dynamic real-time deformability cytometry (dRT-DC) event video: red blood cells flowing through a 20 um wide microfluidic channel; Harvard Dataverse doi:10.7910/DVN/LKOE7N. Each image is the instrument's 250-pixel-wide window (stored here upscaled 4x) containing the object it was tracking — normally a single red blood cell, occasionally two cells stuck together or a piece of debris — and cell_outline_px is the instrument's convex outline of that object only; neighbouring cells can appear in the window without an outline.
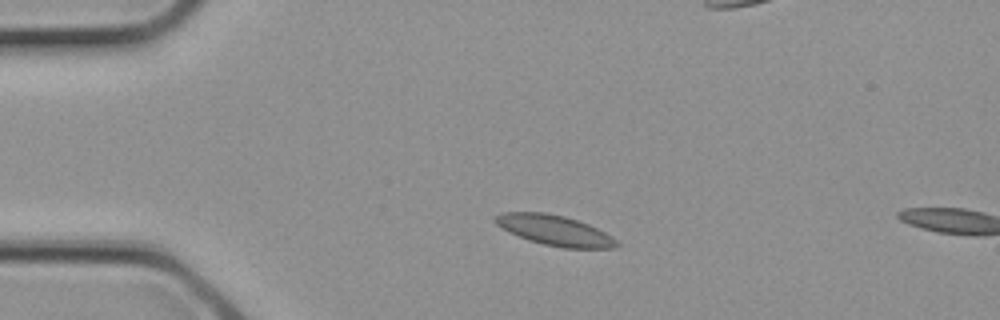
{"species": "common noctule bat (a hibernating species)", "species_latin": "Nyctalus noctula", "temperature_condition": "cold", "stored_images_in_passage": 2, "camera_frame_rate_fps": 3000, "um_per_image_px": 0.085, "animal": {"sex": "female", "body_mass_g": 21.9}, "frame": {"image": 1, "passage_image": 1, "time_ms": 0.0, "image_size_px": [1000, 320], "cell_outline_px": [[620, 244], [616, 248], [564, 248], [544, 244], [528, 240], [508, 232], [500, 228], [496, 224], [496, 216], [504, 212], [544, 212], [564, 216], [588, 224], [612, 236]], "centroid_in_image_um": [47.15, 19.59], "position_along_channel_um": 37.8, "area_um2": 21.27}}